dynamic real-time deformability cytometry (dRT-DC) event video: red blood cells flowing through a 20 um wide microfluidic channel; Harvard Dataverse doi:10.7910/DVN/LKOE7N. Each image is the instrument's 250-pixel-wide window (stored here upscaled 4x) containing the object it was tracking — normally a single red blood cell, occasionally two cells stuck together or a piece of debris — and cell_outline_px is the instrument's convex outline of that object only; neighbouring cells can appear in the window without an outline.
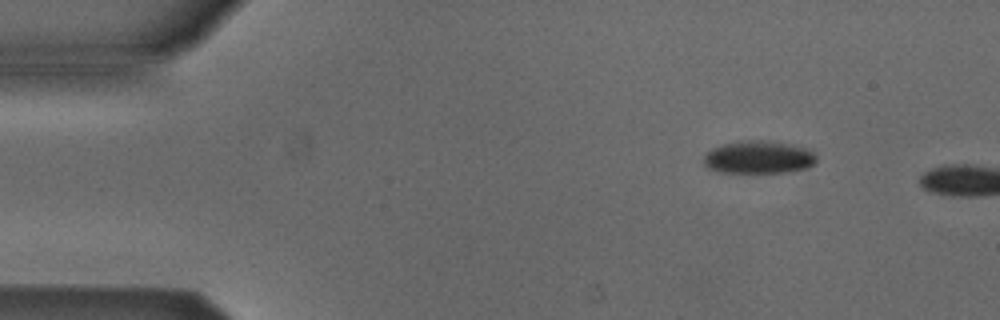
{"species": "Egyptian fruit bat (a non-hibernating species)", "species_latin": "Rousettus aegyptiacus", "temperature_condition": "cold", "stored_images_in_passage": 2, "camera_frame_rate_fps": 3000, "um_per_image_px": 0.085, "animal": {"sex": "male"}, "frame": {"image": 1, "passage_image": 1, "time_ms": 0.0, "image_size_px": [1000, 320], "cell_outline_px": [[816, 164], [808, 168], [788, 172], [720, 172], [708, 168], [704, 164], [704, 156], [712, 148], [724, 144], [748, 140], [764, 140], [788, 144], [804, 148], [812, 152], [816, 156]], "centroid_in_image_um": [64.49, 13.38], "position_along_channel_um": 20.5, "area_um2": 21.33}}